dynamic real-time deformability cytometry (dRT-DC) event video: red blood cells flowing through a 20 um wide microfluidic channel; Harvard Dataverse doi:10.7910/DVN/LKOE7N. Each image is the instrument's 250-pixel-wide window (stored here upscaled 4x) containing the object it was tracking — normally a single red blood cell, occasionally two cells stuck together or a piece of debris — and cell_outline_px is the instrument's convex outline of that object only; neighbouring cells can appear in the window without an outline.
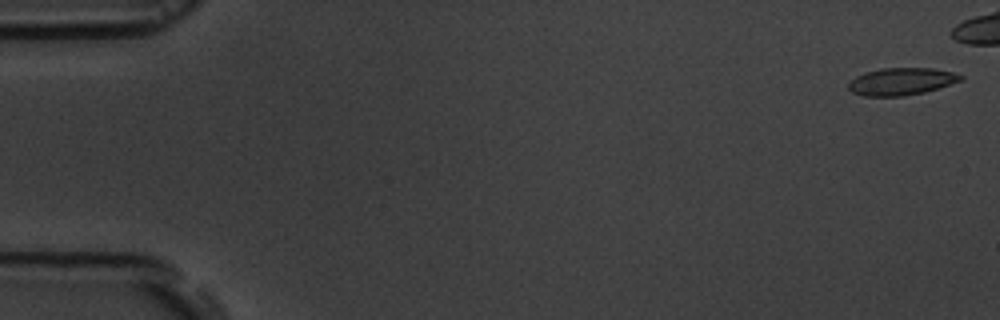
{"species": "common noctule bat (a hibernating species)", "species_latin": "Nyctalus noctula", "temperature_condition": "room temperature", "stored_images_in_passage": 8, "camera_frame_rate_fps": 3000, "um_per_image_px": 0.085, "animal": {"sex": "male", "body_mass_g": 19.5, "forearm_length_mm": 54.6}, "frame": {"image": 1, "passage_image": 1, "time_ms": 0.0, "image_size_px": [1000, 320], "cell_outline_px": [[964, 80], [924, 92], [904, 96], [864, 96], [852, 92], [848, 88], [848, 84], [856, 76], [864, 72], [880, 68], [932, 68], [952, 72], [964, 76]], "centroid_in_image_um": [76.62, 6.92], "position_along_channel_um": 8.4, "area_um2": 17.86}}